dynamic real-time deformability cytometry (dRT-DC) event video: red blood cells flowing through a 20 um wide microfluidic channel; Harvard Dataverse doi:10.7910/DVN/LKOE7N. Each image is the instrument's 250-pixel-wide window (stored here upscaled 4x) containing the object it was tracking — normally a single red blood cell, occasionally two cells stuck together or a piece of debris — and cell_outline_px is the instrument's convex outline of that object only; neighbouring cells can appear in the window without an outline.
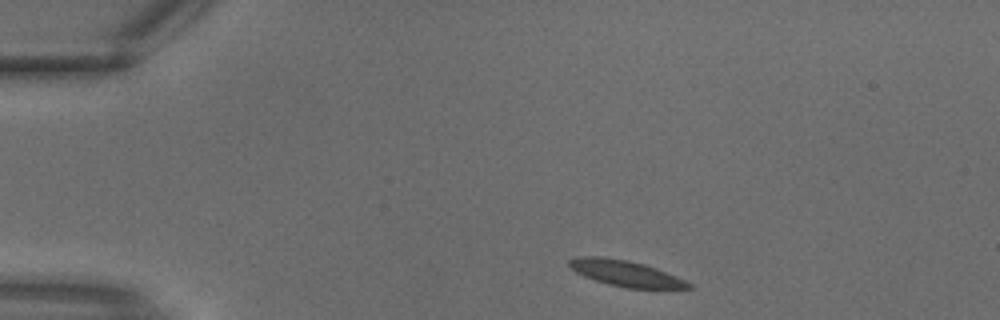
{"species": "common noctule bat (a hibernating species)", "species_latin": "Nyctalus noctula", "temperature_condition": "warm", "stored_images_in_passage": 14, "camera_frame_rate_fps": 3000, "um_per_image_px": 0.085, "animal": {"sex": "male", "body_mass_g": 18.8}, "frame": {"image": 1, "passage_image": 1, "time_ms": 0.0, "image_size_px": [1000, 320], "cell_outline_px": [[692, 288], [628, 288], [608, 284], [584, 276], [576, 272], [568, 264], [568, 260], [580, 256], [600, 256], [628, 260], [644, 264], [656, 268], [676, 276], [692, 284]], "centroid_in_image_um": [53.16, 23.22], "position_along_channel_um": 31.8, "area_um2": 17.8}}
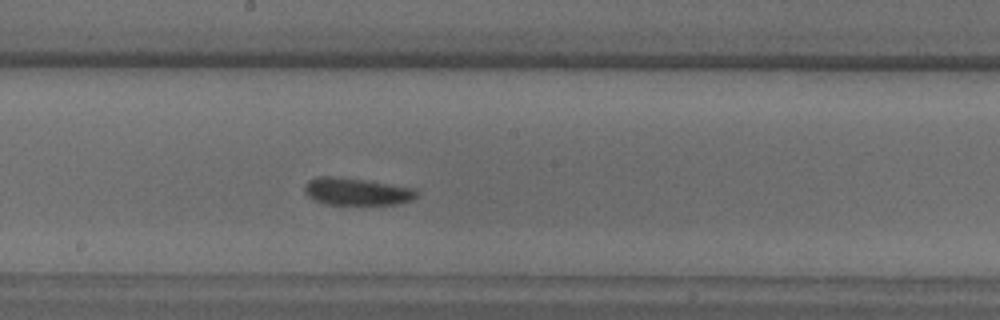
{"frame": {"image": 2, "passage_image": 12, "time_ms": 3.667, "image_size_px": [1000, 320], "cell_outline_px": [[420, 196], [412, 200], [396, 204], [324, 204], [308, 196], [304, 192], [304, 184], [308, 180], [316, 176], [332, 176], [364, 180], [416, 188], [420, 192]], "centroid_in_image_um": [30.34, 16.28], "position_along_channel_um": 217.9, "area_um2": 17.98}}
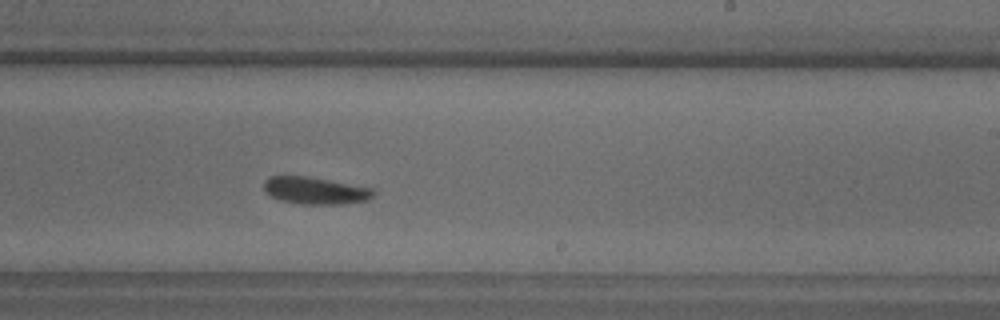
{"frame": {"image": 3, "passage_image": 14, "time_ms": 4.333, "image_size_px": [1000, 320], "cell_outline_px": [[376, 192], [368, 200], [340, 204], [304, 204], [280, 200], [272, 196], [264, 188], [264, 180], [268, 176], [304, 176], [372, 188]], "centroid_in_image_um": [26.79, 16.2], "position_along_channel_um": 262.2, "area_um2": 16.99}}